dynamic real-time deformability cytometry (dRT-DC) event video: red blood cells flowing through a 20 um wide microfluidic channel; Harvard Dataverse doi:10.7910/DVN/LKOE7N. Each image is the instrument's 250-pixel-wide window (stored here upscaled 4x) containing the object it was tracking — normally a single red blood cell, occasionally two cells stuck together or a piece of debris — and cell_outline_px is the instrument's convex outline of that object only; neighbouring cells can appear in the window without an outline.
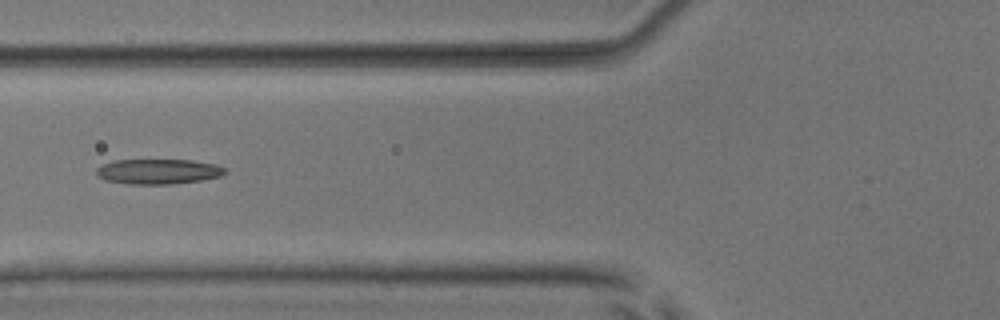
{"species": "common noctule bat (a hibernating species)", "species_latin": "Nyctalus noctula", "temperature_condition": "room temperature", "stored_images_in_passage": 5, "camera_frame_rate_fps": 3000, "um_per_image_px": 0.085, "animal": {"sex": "male", "body_mass_g": 17.9, "forearm_length_mm": 54.2}, "frame": {"image": 1, "passage_image": 5, "time_ms": 5.667, "image_size_px": [1000, 320], "cell_outline_px": [[228, 172], [220, 176], [200, 180], [168, 184], [128, 184], [104, 180], [96, 172], [96, 168], [100, 164], [116, 160], [192, 160], [216, 164], [224, 168]], "centroid_in_image_um": [13.43, 14.57], "position_along_channel_um": 112.4, "area_um2": 18.79}}